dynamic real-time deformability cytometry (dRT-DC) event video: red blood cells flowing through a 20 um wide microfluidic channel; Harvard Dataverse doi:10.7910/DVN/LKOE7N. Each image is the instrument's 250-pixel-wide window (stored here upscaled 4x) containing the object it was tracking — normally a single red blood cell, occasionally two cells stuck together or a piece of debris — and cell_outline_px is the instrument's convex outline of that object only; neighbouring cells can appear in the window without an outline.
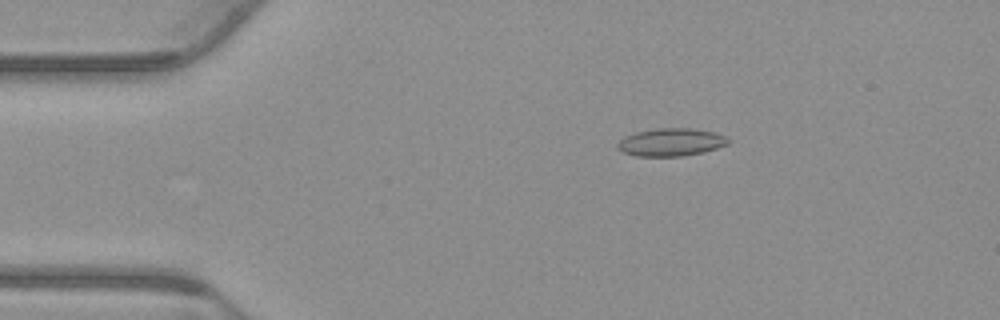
{"species": "common noctule bat (a hibernating species)", "species_latin": "Nyctalus noctula", "temperature_condition": "warm", "stored_images_in_passage": 16, "camera_frame_rate_fps": 3000, "um_per_image_px": 0.085, "animal": {"sex": "male", "body_mass_g": 23.1, "forearm_length_mm": 52.7}, "frame": {"image": 1, "passage_image": 10, "time_ms": 3.0, "image_size_px": [1000, 320], "cell_outline_px": [[732, 140], [728, 144], [704, 152], [680, 156], [636, 156], [624, 152], [616, 148], [616, 144], [624, 136], [636, 132], [656, 128], [692, 128], [716, 132]], "centroid_in_image_um": [57.04, 12.08], "position_along_channel_um": 28.0, "area_um2": 18.03}}